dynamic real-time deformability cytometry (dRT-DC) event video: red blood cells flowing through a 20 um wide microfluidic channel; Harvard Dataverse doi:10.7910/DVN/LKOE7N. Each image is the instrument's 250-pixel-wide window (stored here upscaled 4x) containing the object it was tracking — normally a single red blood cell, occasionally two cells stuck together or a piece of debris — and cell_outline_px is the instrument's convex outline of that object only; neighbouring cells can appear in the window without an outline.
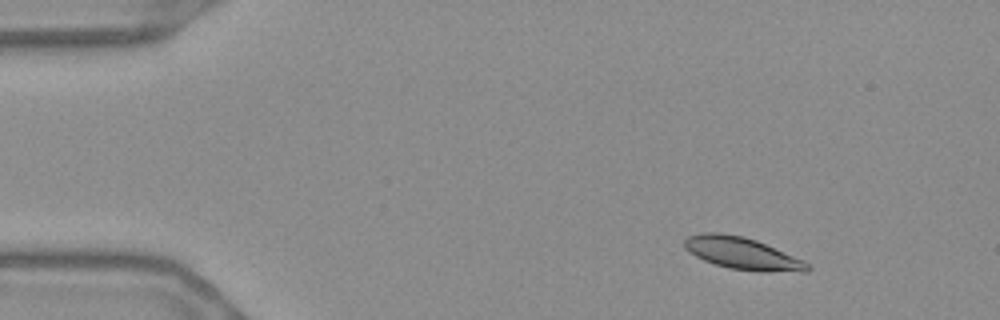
{"species": "Egyptian fruit bat (a non-hibernating species)", "species_latin": "Rousettus aegyptiacus", "temperature_condition": "warm", "stored_images_in_passage": 52, "camera_frame_rate_fps": 3000, "um_per_image_px": 0.085, "frame": {"image": 1, "passage_image": 3, "time_ms": 0.667, "image_size_px": [1000, 320], "cell_outline_px": [[812, 268], [808, 272], [760, 272], [728, 268], [704, 260], [688, 252], [684, 248], [684, 240], [688, 236], [700, 232], [720, 232], [744, 236], [756, 240], [804, 260]], "centroid_in_image_um": [63.1, 21.54], "position_along_channel_um": 21.9, "area_um2": 23.29}}
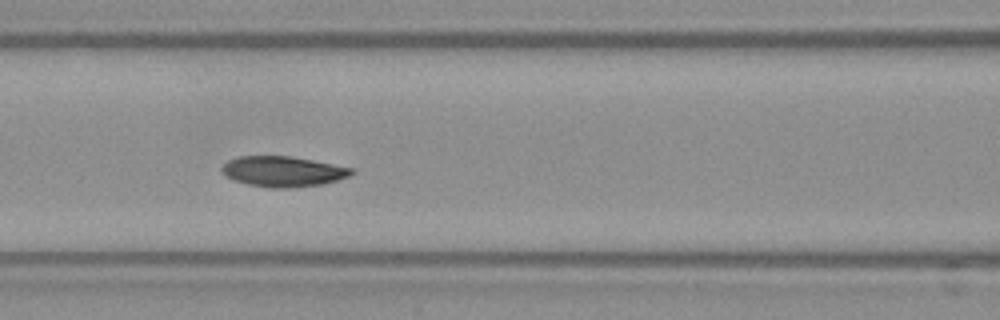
{"frame": {"image": 2, "passage_image": 20, "time_ms": 6.333, "image_size_px": [1000, 320], "cell_outline_px": [[356, 172], [348, 176], [336, 180], [320, 184], [292, 188], [272, 188], [248, 184], [232, 180], [224, 176], [220, 168], [228, 160], [240, 156], [288, 156], [312, 160], [352, 168]], "centroid_in_image_um": [24.0, 14.58], "position_along_channel_um": 142.6, "area_um2": 22.89}}
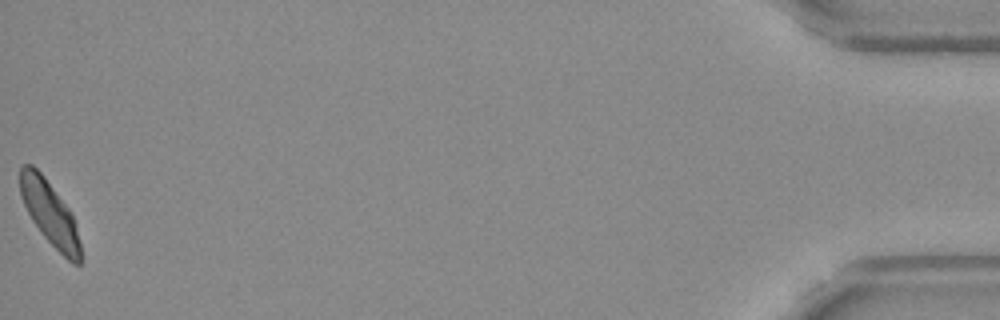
{"frame": {"image": 3, "passage_image": 52, "time_ms": 17.0, "image_size_px": [1000, 320], "cell_outline_px": [[80, 264], [72, 264], [44, 236], [32, 220], [20, 196], [20, 168], [24, 164], [32, 164], [44, 176], [68, 208], [76, 224], [80, 244]], "centroid_in_image_um": [4.22, 18.1], "position_along_channel_um": 431.0, "area_um2": 22.08}, "authors_computed_cell_mechanics": {"area_um2": 22.8888, "velocity_mm_per_s": 3.6304, "shape_relaxation_time_tau1_ms": 5.4966, "shape_relaxation_time_tau2_ms": 6.0643, "deformation_change_tau1": 0.1567, "deformation_change_tau2": 0.0885}}